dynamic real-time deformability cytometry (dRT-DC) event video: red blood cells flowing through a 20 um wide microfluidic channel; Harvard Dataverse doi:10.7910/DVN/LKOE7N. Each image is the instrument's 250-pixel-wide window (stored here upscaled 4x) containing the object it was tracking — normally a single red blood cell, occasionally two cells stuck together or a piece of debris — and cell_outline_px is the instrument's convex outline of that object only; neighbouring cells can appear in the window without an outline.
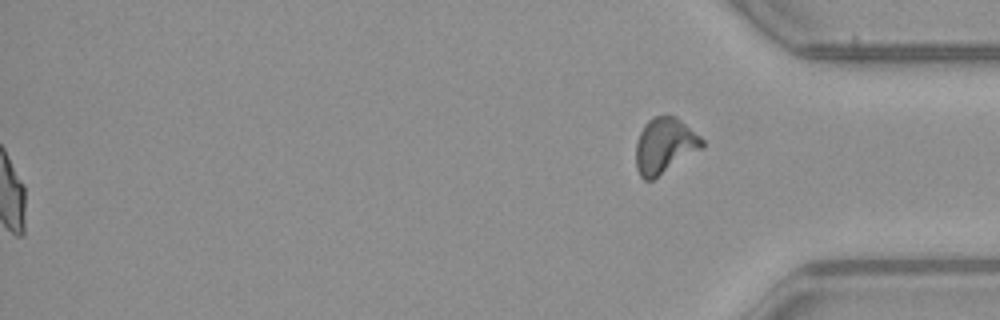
{"species": "common noctule bat (a hibernating species)", "species_latin": "Nyctalus noctula", "temperature_condition": "warm", "stored_images_in_passage": 54, "segment_of_instrument_passage": [2, 2], "camera_frame_rate_fps": 3000, "um_per_image_px": 0.085, "animal": {"sex": "female", "body_mass_g": 21.9}, "frame": {"image": 1, "passage_image": 54, "time_ms": 17.667, "image_size_px": [1000, 320], "cell_outline_px": [[704, 148], [652, 180], [644, 180], [640, 176], [636, 168], [636, 144], [640, 132], [644, 124], [652, 116], [676, 116], [700, 136], [704, 140]], "centroid_in_image_um": [56.5, 12.38], "position_along_channel_um": 378.7, "area_um2": 21.56}}